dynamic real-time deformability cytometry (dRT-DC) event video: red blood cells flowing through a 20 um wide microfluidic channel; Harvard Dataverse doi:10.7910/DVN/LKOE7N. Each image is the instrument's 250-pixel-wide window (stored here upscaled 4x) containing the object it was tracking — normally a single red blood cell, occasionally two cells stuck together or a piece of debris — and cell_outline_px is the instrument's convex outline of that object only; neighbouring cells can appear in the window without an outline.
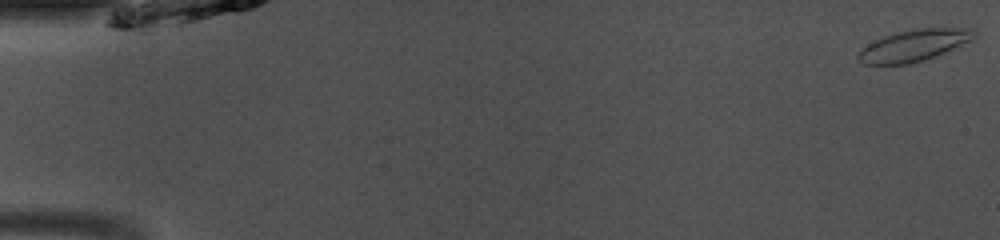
{"species": "common noctule bat (a hibernating species)", "species_latin": "Nyctalus noctula", "temperature_condition": "room temperature", "stored_images_in_passage": 49, "camera_frame_rate_fps": 3000, "um_per_image_px": 0.085, "animal": {"sex": "male", "body_mass_g": 13.0, "forearm_length_mm": 53.1}, "frame": {"image": 1, "passage_image": 1, "time_ms": 0.0, "image_size_px": [1000, 240], "cell_outline_px": [[976, 36], [972, 40], [944, 52], [924, 60], [908, 64], [864, 64], [856, 56], [868, 44], [884, 36], [896, 32], [920, 28], [968, 28], [976, 32]], "centroid_in_image_um": [77.7, 3.85], "position_along_channel_um": 7.3, "area_um2": 20.92}}
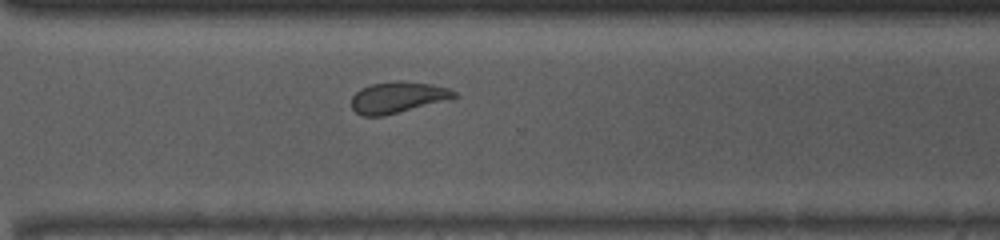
{"frame": {"image": 2, "passage_image": 36, "time_ms": 11.667, "image_size_px": [1000, 240], "cell_outline_px": [[460, 96], [452, 100], [384, 116], [364, 116], [356, 112], [352, 108], [352, 96], [360, 88], [372, 84], [432, 84], [448, 88], [456, 92]], "centroid_in_image_um": [33.86, 8.34], "position_along_channel_um": 336.7, "area_um2": 18.21}}
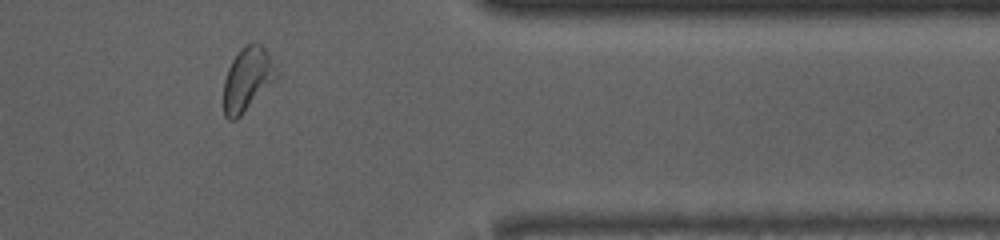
{"frame": {"image": 3, "passage_image": 41, "time_ms": 13.333, "image_size_px": [1000, 240], "cell_outline_px": [[280, 76], [236, 120], [228, 120], [224, 116], [224, 80], [228, 68], [232, 60], [240, 48], [244, 44], [260, 44], [268, 52]], "centroid_in_image_um": [21.03, 6.74], "position_along_channel_um": 390.4, "area_um2": 19.65}, "authors_computed_cell_mechanics": {"area_um2": 19.7676, "velocity_mm_per_s": 4.0689, "shape_relaxation_time_tau1_ms": null, "shape_relaxation_time_tau2_ms": 4.6234, "deformation_change_tau1": null, "deformation_change_tau2": 0.0915}}